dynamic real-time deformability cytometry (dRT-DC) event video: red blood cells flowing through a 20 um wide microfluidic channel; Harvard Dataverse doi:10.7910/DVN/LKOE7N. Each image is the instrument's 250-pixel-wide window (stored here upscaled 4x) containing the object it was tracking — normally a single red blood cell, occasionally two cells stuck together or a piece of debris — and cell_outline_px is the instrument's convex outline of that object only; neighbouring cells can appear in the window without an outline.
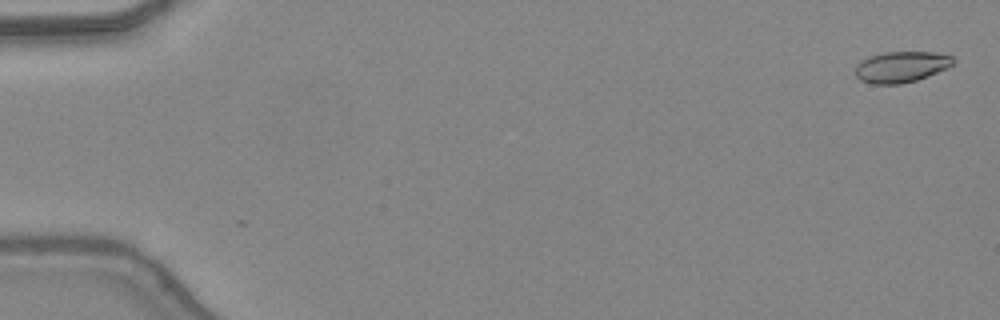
{"species": "common noctule bat (a hibernating species)", "species_latin": "Nyctalus noctula", "temperature_condition": "warm", "stored_images_in_passage": 11, "camera_frame_rate_fps": 3000, "um_per_image_px": 0.085, "animal": {"sex": "female", "body_mass_g": 24.6, "forearm_length_mm": 56.2}, "frame": {"image": 1, "passage_image": 2, "time_ms": 0.333, "image_size_px": [1000, 320], "cell_outline_px": [[956, 60], [948, 68], [928, 76], [916, 80], [900, 84], [872, 84], [860, 80], [856, 76], [856, 64], [860, 60], [868, 56], [884, 52], [932, 52], [952, 56]], "centroid_in_image_um": [76.59, 5.68], "position_along_channel_um": 8.4, "area_um2": 17.8}}